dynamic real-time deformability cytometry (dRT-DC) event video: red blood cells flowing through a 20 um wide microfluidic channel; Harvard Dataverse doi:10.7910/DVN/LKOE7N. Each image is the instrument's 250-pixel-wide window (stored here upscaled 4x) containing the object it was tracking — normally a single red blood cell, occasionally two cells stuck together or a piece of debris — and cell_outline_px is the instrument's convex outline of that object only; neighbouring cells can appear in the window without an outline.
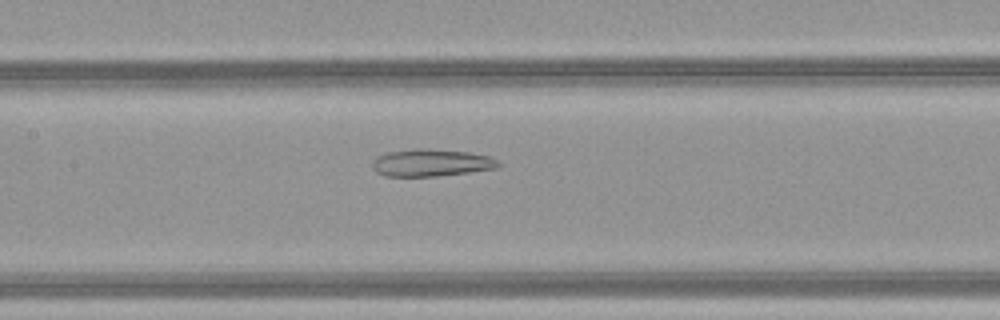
{"species": "common noctule bat (a hibernating species)", "species_latin": "Nyctalus noctula", "temperature_condition": "warm", "stored_images_in_passage": 51, "camera_frame_rate_fps": 3000, "um_per_image_px": 0.085, "animal": {"sex": "female", "body_mass_g": 21.9}, "frame": {"image": 1, "passage_image": 26, "time_ms": 8.333, "image_size_px": [1000, 320], "cell_outline_px": [[500, 164], [496, 168], [468, 172], [436, 176], [384, 176], [376, 172], [372, 168], [372, 164], [376, 156], [388, 152], [416, 148], [428, 148], [468, 152], [488, 156], [496, 160]], "centroid_in_image_um": [36.6, 13.83], "position_along_channel_um": 170.8, "area_um2": 19.94}}
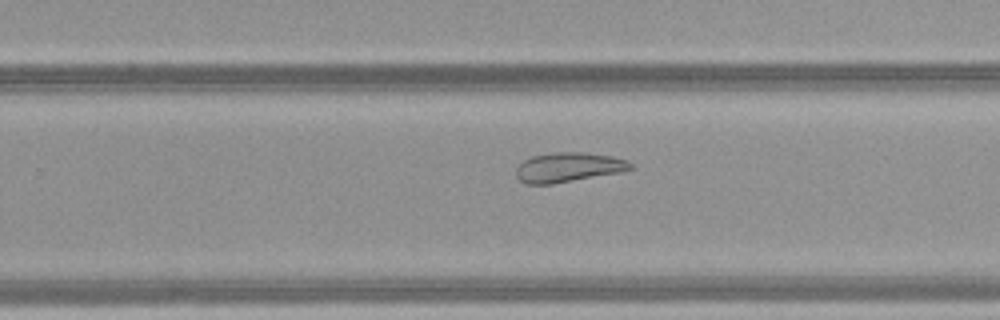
{"frame": {"image": 2, "passage_image": 34, "time_ms": 11.0, "image_size_px": [1000, 320], "cell_outline_px": [[636, 168], [624, 172], [552, 184], [528, 184], [520, 180], [516, 176], [516, 168], [524, 160], [532, 156], [556, 152], [584, 152], [612, 156], [628, 160]], "centroid_in_image_um": [48.38, 14.22], "position_along_channel_um": 281.4, "area_um2": 19.94}}
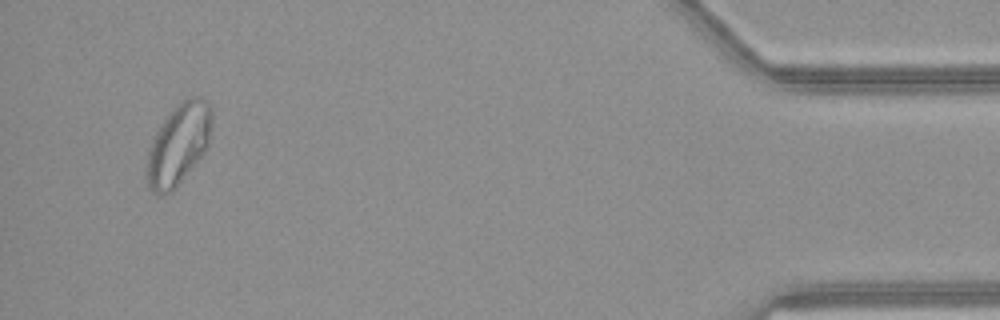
{"frame": {"image": 3, "passage_image": 49, "time_ms": 16.0, "image_size_px": [1000, 320], "cell_outline_px": [[212, 124], [208, 144], [204, 152], [176, 188], [172, 192], [160, 196], [152, 192], [148, 188], [144, 176], [148, 148], [156, 132], [168, 112], [184, 96], [200, 96], [208, 100], [212, 104]], "centroid_in_image_um": [15.15, 12.24], "position_along_channel_um": 420.0, "area_um2": 31.73}, "authors_computed_cell_mechanics": {"area_um2": 28.1486, "velocity_mm_per_s": 4.1747, "shape_relaxation_time_tau1_ms": null, "shape_relaxation_time_tau2_ms": 3.5983, "deformation_change_tau1": null, "deformation_change_tau2": 0.1146}}